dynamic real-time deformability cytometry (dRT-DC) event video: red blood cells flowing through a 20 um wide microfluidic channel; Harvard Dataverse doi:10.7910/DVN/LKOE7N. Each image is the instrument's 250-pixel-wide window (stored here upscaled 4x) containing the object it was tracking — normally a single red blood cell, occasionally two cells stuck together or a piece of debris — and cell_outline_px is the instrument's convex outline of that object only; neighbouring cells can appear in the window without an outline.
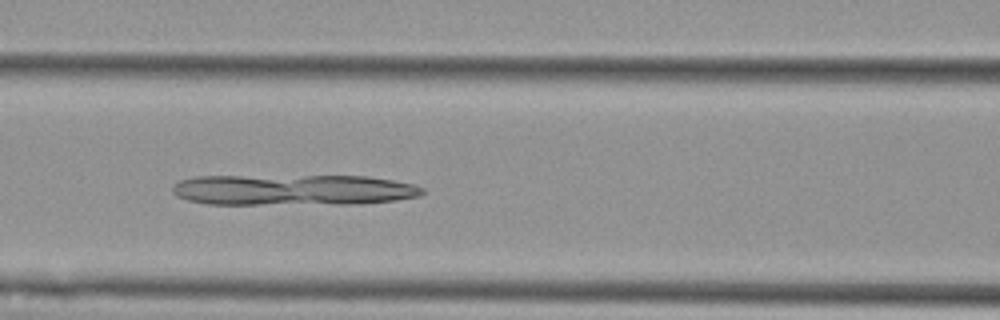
{"species": "Egyptian fruit bat (a non-hibernating species)", "species_latin": "Rousettus aegyptiacus", "temperature_condition": "cold", "stored_images_in_passage": 7, "camera_frame_rate_fps": 3000, "um_per_image_px": 0.085, "animal": {"sex": "female"}, "frame": {"image": 1, "passage_image": 7, "time_ms": 7.0, "image_size_px": [1000, 320], "cell_outline_px": [[424, 192], [420, 196], [396, 200], [352, 204], [208, 204], [188, 200], [176, 196], [172, 192], [172, 188], [180, 180], [196, 176], [364, 176], [392, 180], [412, 184], [424, 188]], "centroid_in_image_um": [24.91, 16.14], "position_along_channel_um": 141.7, "area_um2": 45.08}}